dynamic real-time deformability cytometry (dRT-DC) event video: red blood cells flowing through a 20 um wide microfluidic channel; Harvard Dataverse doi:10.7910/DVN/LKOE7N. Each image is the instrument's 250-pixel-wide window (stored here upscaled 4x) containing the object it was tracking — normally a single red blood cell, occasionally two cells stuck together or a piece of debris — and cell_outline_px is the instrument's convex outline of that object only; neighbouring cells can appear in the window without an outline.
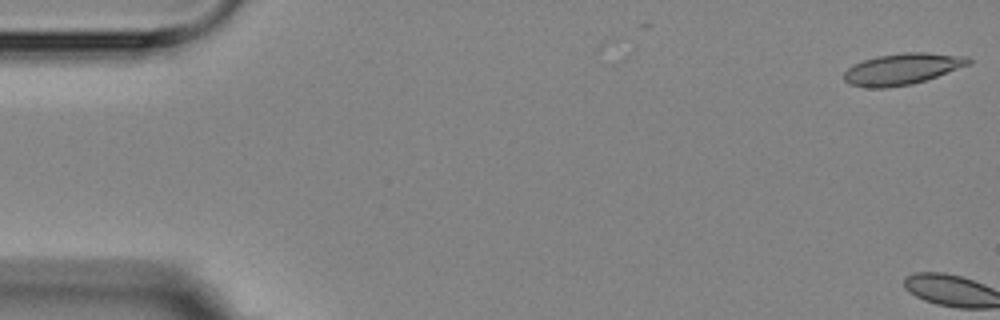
{"species": "Egyptian fruit bat (a non-hibernating species)", "species_latin": "Rousettus aegyptiacus", "temperature_condition": "room temperature", "stored_images_in_passage": 6, "camera_frame_rate_fps": 3000, "um_per_image_px": 0.085, "animal": {"sex": "female"}, "frame": {"image": 1, "passage_image": 1, "time_ms": 0.0, "image_size_px": [1000, 320], "cell_outline_px": [[972, 64], [912, 84], [884, 88], [868, 88], [848, 84], [844, 80], [844, 72], [852, 64], [876, 56], [904, 52], [928, 52], [968, 56], [972, 60]], "centroid_in_image_um": [76.7, 5.85], "position_along_channel_um": 8.3, "area_um2": 22.89}}
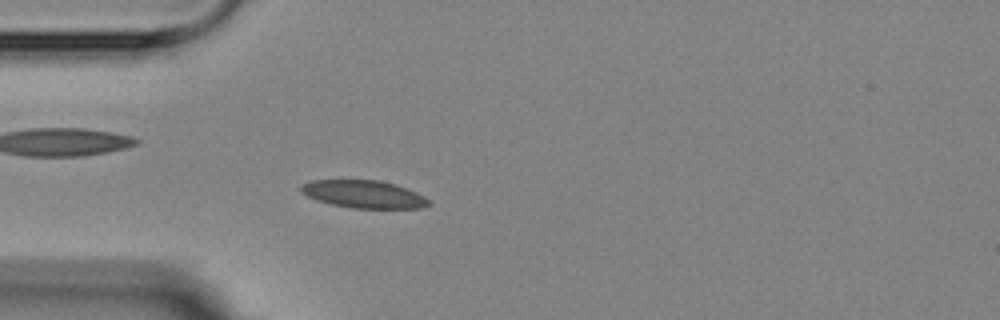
{"frame": {"image": 2, "passage_image": 6, "time_ms": 5.667, "image_size_px": [1000, 320], "cell_outline_px": [[432, 204], [424, 208], [352, 208], [332, 204], [316, 200], [300, 192], [300, 184], [312, 180], [380, 180], [396, 184], [416, 192], [424, 196]], "centroid_in_image_um": [30.92, 16.5], "position_along_channel_um": 54.1, "area_um2": 20.69}}